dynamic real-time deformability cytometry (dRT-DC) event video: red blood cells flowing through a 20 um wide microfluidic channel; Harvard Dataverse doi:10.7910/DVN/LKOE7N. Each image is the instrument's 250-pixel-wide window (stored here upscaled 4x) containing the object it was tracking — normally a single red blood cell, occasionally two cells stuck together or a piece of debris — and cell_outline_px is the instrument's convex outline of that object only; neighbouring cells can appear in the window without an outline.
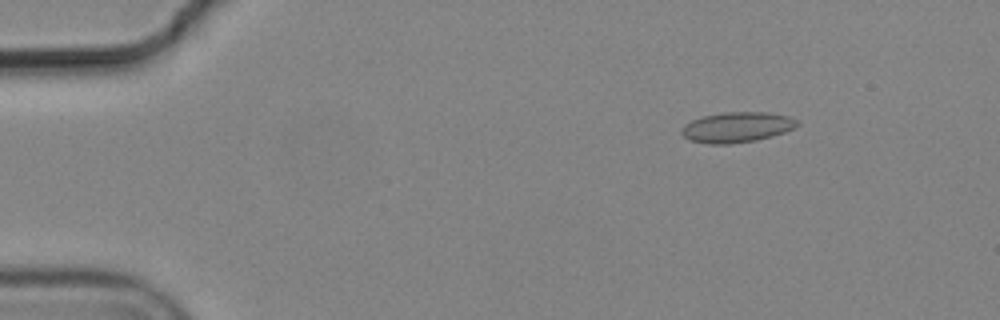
{"species": "common noctule bat (a hibernating species)", "species_latin": "Nyctalus noctula", "temperature_condition": "cold", "stored_images_in_passage": 8, "camera_frame_rate_fps": 3000, "um_per_image_px": 0.085, "animal": {"sex": "male", "body_mass_g": 19.2, "forearm_length_mm": 51.8}, "frame": {"image": 1, "passage_image": 2, "time_ms": 0.333, "image_size_px": [1000, 320], "cell_outline_px": [[800, 124], [784, 132], [772, 136], [756, 140], [728, 144], [708, 144], [688, 140], [680, 132], [680, 128], [684, 124], [692, 120], [704, 116], [724, 112], [768, 112], [788, 116], [796, 120]], "centroid_in_image_um": [62.59, 10.81], "position_along_channel_um": 22.4, "area_um2": 20.46}}
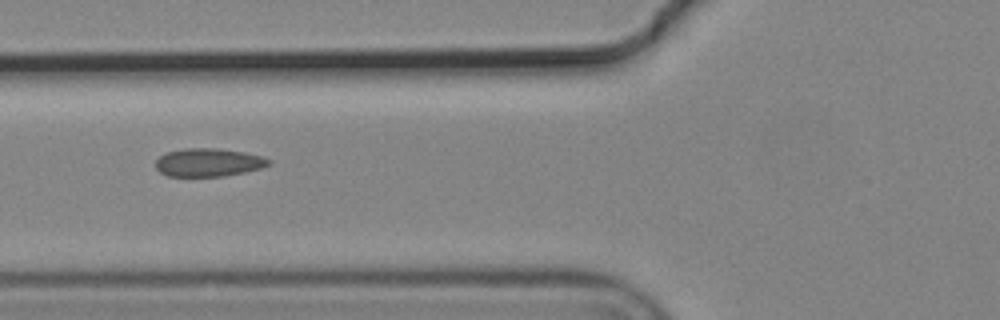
{"frame": {"image": 2, "passage_image": 6, "time_ms": 1.667, "image_size_px": [1000, 320], "cell_outline_px": [[272, 164], [260, 168], [244, 172], [224, 176], [168, 176], [160, 172], [156, 168], [156, 160], [160, 156], [168, 152], [184, 148], [216, 148], [244, 152], [260, 156], [272, 160]], "centroid_in_image_um": [17.73, 13.8], "position_along_channel_um": 108.1, "area_um2": 18.5}}
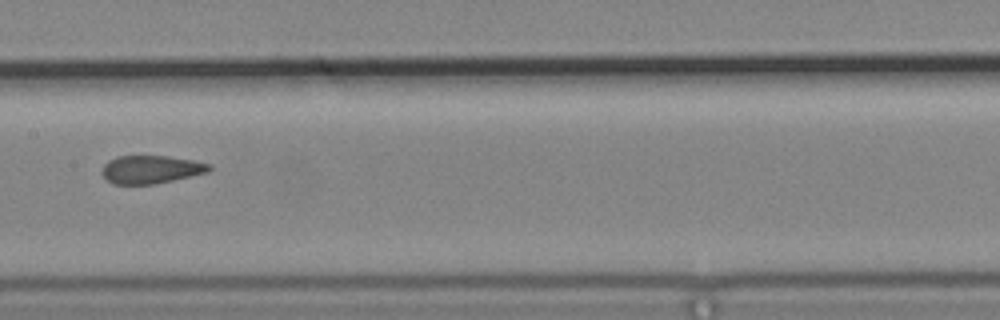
{"frame": {"image": 3, "passage_image": 8, "time_ms": 2.333, "image_size_px": [1000, 320], "cell_outline_px": [[212, 168], [208, 172], [172, 180], [152, 184], [112, 184], [100, 172], [104, 164], [108, 160], [116, 156], [168, 156], [192, 160], [212, 164]], "centroid_in_image_um": [12.81, 14.39], "position_along_channel_um": 194.6, "area_um2": 17.51}}